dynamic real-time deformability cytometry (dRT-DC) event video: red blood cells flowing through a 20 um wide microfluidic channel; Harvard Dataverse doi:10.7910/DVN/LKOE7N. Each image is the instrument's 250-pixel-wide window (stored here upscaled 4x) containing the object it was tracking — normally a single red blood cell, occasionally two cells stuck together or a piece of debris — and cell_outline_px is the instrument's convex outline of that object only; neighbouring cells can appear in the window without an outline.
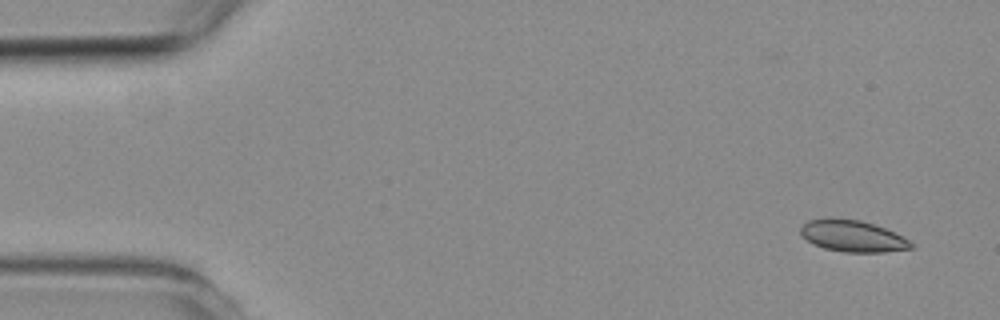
{"species": "common noctule bat (a hibernating species)", "species_latin": "Nyctalus noctula", "temperature_condition": "room temperature", "stored_images_in_passage": 5, "camera_frame_rate_fps": 3000, "um_per_image_px": 0.085, "animal": {"sex": "female", "body_mass_g": 19.3, "forearm_length_mm": 54.1}, "frame": {"image": 1, "passage_image": 1, "time_ms": 0.0, "image_size_px": [1000, 320], "cell_outline_px": [[916, 248], [884, 252], [844, 252], [824, 248], [812, 244], [800, 236], [800, 224], [808, 220], [860, 220], [884, 228], [916, 244]], "centroid_in_image_um": [72.47, 20.1], "position_along_channel_um": 12.5, "area_um2": 20.0}}
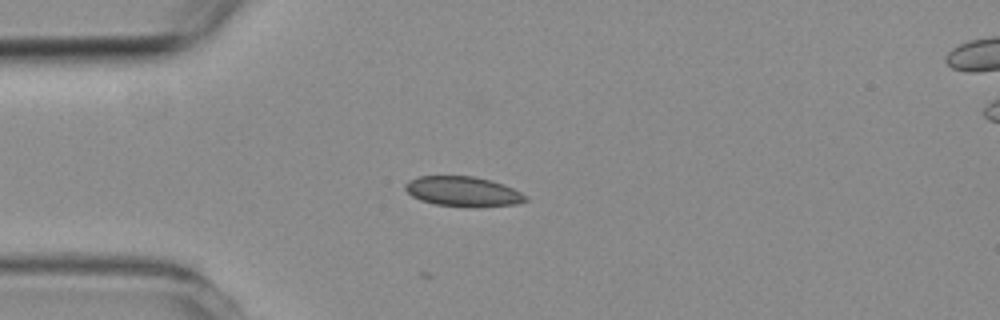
{"frame": {"image": 2, "passage_image": 4, "time_ms": 3.333, "image_size_px": [1000, 320], "cell_outline_px": [[528, 200], [516, 204], [480, 208], [436, 204], [420, 200], [412, 196], [404, 188], [404, 184], [408, 180], [420, 176], [472, 176], [492, 180], [504, 184], [528, 196]], "centroid_in_image_um": [39.38, 16.28], "position_along_channel_um": 45.6, "area_um2": 21.21}}